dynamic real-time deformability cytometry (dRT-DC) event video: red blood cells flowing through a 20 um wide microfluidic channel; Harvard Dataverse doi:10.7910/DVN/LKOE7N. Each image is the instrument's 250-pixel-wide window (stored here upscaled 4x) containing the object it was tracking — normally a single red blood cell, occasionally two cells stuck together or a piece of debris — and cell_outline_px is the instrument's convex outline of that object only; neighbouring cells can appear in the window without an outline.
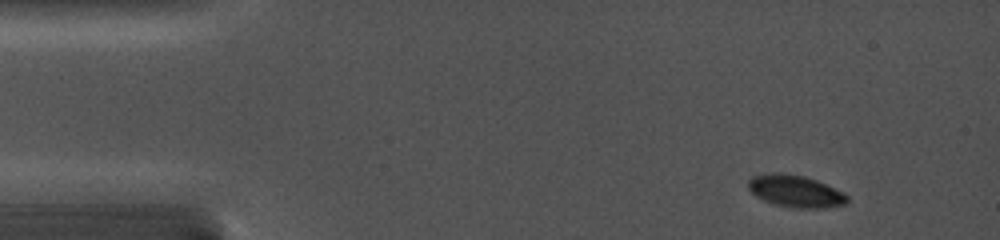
{"species": "common noctule bat (a hibernating species)", "species_latin": "Nyctalus noctula", "temperature_condition": "cold", "stored_images_in_passage": 9, "camera_frame_rate_fps": 5000, "um_per_image_px": 0.085, "animal": {"sex": "female", "body_mass_g": 19.0, "forearm_length_mm": 56.7}, "frame": {"image": 1, "passage_image": 1, "time_ms": 0.0, "image_size_px": [1000, 240], "cell_outline_px": [[848, 200], [844, 204], [820, 208], [796, 208], [776, 204], [764, 200], [756, 196], [748, 188], [748, 180], [752, 176], [772, 172], [780, 172], [804, 176], [816, 180], [844, 192], [848, 196]], "centroid_in_image_um": [67.6, 16.23], "position_along_channel_um": 17.4, "area_um2": 18.38}}
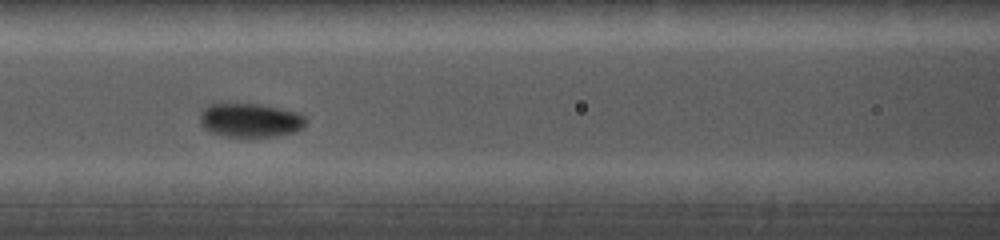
{"frame": {"image": 2, "passage_image": 7, "time_ms": 5.6, "image_size_px": [1000, 240], "cell_outline_px": [[308, 120], [304, 128], [296, 132], [280, 136], [224, 136], [212, 132], [204, 128], [200, 124], [200, 112], [208, 104], [220, 100], [236, 100], [260, 104], [280, 108], [296, 112], [304, 116]], "centroid_in_image_um": [21.23, 10.15], "position_along_channel_um": 145.4, "area_um2": 22.02}}
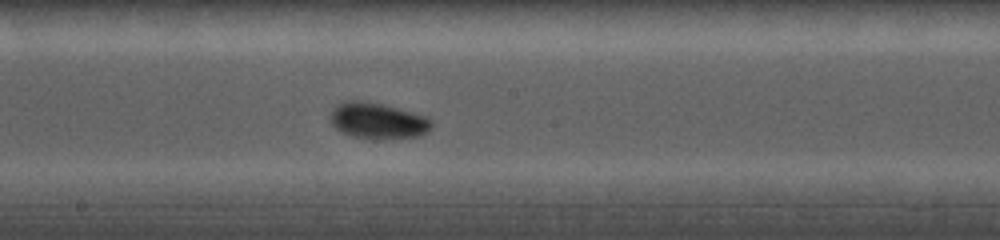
{"frame": {"image": 3, "passage_image": 9, "time_ms": 7.4, "image_size_px": [1000, 240], "cell_outline_px": [[432, 124], [424, 132], [416, 136], [380, 140], [352, 136], [336, 128], [332, 124], [332, 108], [336, 104], [348, 100], [356, 100], [380, 104], [428, 116], [432, 120]], "centroid_in_image_um": [32.1, 10.26], "position_along_channel_um": 216.1, "area_um2": 20.92}}